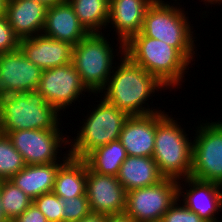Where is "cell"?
Wrapping results in <instances>:
<instances>
[{"mask_svg": "<svg viewBox=\"0 0 222 222\" xmlns=\"http://www.w3.org/2000/svg\"><path fill=\"white\" fill-rule=\"evenodd\" d=\"M37 90L58 112L78 101L82 92H89L72 62L44 70Z\"/></svg>", "mask_w": 222, "mask_h": 222, "instance_id": "cell-11", "label": "cell"}, {"mask_svg": "<svg viewBox=\"0 0 222 222\" xmlns=\"http://www.w3.org/2000/svg\"><path fill=\"white\" fill-rule=\"evenodd\" d=\"M154 0H110L108 25L112 24L118 35L119 55L125 54V44L143 27L144 15Z\"/></svg>", "mask_w": 222, "mask_h": 222, "instance_id": "cell-15", "label": "cell"}, {"mask_svg": "<svg viewBox=\"0 0 222 222\" xmlns=\"http://www.w3.org/2000/svg\"><path fill=\"white\" fill-rule=\"evenodd\" d=\"M12 222H48L45 215L32 203L21 215Z\"/></svg>", "mask_w": 222, "mask_h": 222, "instance_id": "cell-31", "label": "cell"}, {"mask_svg": "<svg viewBox=\"0 0 222 222\" xmlns=\"http://www.w3.org/2000/svg\"><path fill=\"white\" fill-rule=\"evenodd\" d=\"M35 1L44 3L47 7L67 2V0H35Z\"/></svg>", "mask_w": 222, "mask_h": 222, "instance_id": "cell-34", "label": "cell"}, {"mask_svg": "<svg viewBox=\"0 0 222 222\" xmlns=\"http://www.w3.org/2000/svg\"><path fill=\"white\" fill-rule=\"evenodd\" d=\"M156 126L157 112L127 118L119 140L128 156H153Z\"/></svg>", "mask_w": 222, "mask_h": 222, "instance_id": "cell-17", "label": "cell"}, {"mask_svg": "<svg viewBox=\"0 0 222 222\" xmlns=\"http://www.w3.org/2000/svg\"><path fill=\"white\" fill-rule=\"evenodd\" d=\"M19 48L42 71L72 62L73 45L42 33L21 39Z\"/></svg>", "mask_w": 222, "mask_h": 222, "instance_id": "cell-16", "label": "cell"}, {"mask_svg": "<svg viewBox=\"0 0 222 222\" xmlns=\"http://www.w3.org/2000/svg\"><path fill=\"white\" fill-rule=\"evenodd\" d=\"M203 2H205L204 4H206L207 2H208V4L207 5H209V3H210V5L212 6V4L214 5V4H219V5H221V3H222V0H203Z\"/></svg>", "mask_w": 222, "mask_h": 222, "instance_id": "cell-37", "label": "cell"}, {"mask_svg": "<svg viewBox=\"0 0 222 222\" xmlns=\"http://www.w3.org/2000/svg\"><path fill=\"white\" fill-rule=\"evenodd\" d=\"M1 133L7 134L26 165L62 162V159H59L62 157L57 154L60 153L59 148H63L62 144L69 145L60 129H28Z\"/></svg>", "mask_w": 222, "mask_h": 222, "instance_id": "cell-10", "label": "cell"}, {"mask_svg": "<svg viewBox=\"0 0 222 222\" xmlns=\"http://www.w3.org/2000/svg\"><path fill=\"white\" fill-rule=\"evenodd\" d=\"M185 182V185L188 183L189 189L184 191V187L180 184ZM178 180V201H182L183 205L199 215L206 222H219L216 218V213L222 209V185L214 182L201 181L193 179L192 177H187ZM183 188V189H182ZM184 193V195H183ZM180 196L183 197V200H180ZM221 222V221H220Z\"/></svg>", "mask_w": 222, "mask_h": 222, "instance_id": "cell-14", "label": "cell"}, {"mask_svg": "<svg viewBox=\"0 0 222 222\" xmlns=\"http://www.w3.org/2000/svg\"><path fill=\"white\" fill-rule=\"evenodd\" d=\"M174 3L170 5L164 0H154L145 12L141 32L176 48L191 63L196 54V38L187 13Z\"/></svg>", "mask_w": 222, "mask_h": 222, "instance_id": "cell-5", "label": "cell"}, {"mask_svg": "<svg viewBox=\"0 0 222 222\" xmlns=\"http://www.w3.org/2000/svg\"><path fill=\"white\" fill-rule=\"evenodd\" d=\"M63 156V162L26 165L16 173L10 181L32 200L44 193H50L54 189L55 178L59 167L70 157L69 153L66 154L65 152Z\"/></svg>", "mask_w": 222, "mask_h": 222, "instance_id": "cell-20", "label": "cell"}, {"mask_svg": "<svg viewBox=\"0 0 222 222\" xmlns=\"http://www.w3.org/2000/svg\"><path fill=\"white\" fill-rule=\"evenodd\" d=\"M33 203L45 215L48 222H63L65 203L53 191L36 197Z\"/></svg>", "mask_w": 222, "mask_h": 222, "instance_id": "cell-27", "label": "cell"}, {"mask_svg": "<svg viewBox=\"0 0 222 222\" xmlns=\"http://www.w3.org/2000/svg\"><path fill=\"white\" fill-rule=\"evenodd\" d=\"M105 221H106L105 214L90 212L89 214H87L81 220H79L77 222H105Z\"/></svg>", "mask_w": 222, "mask_h": 222, "instance_id": "cell-33", "label": "cell"}, {"mask_svg": "<svg viewBox=\"0 0 222 222\" xmlns=\"http://www.w3.org/2000/svg\"><path fill=\"white\" fill-rule=\"evenodd\" d=\"M120 58V64L114 67L106 87L101 91V93L104 92V95L102 94L104 97L101 96V98L128 116L162 111L150 108L146 101L151 99L150 96L152 97L159 90H164V88L167 90V87L141 66L134 63L127 55L124 54ZM146 104L147 107H145Z\"/></svg>", "mask_w": 222, "mask_h": 222, "instance_id": "cell-1", "label": "cell"}, {"mask_svg": "<svg viewBox=\"0 0 222 222\" xmlns=\"http://www.w3.org/2000/svg\"><path fill=\"white\" fill-rule=\"evenodd\" d=\"M7 0H0V17L5 15Z\"/></svg>", "mask_w": 222, "mask_h": 222, "instance_id": "cell-35", "label": "cell"}, {"mask_svg": "<svg viewBox=\"0 0 222 222\" xmlns=\"http://www.w3.org/2000/svg\"><path fill=\"white\" fill-rule=\"evenodd\" d=\"M105 222H136L131 216L125 212L119 214L106 215Z\"/></svg>", "mask_w": 222, "mask_h": 222, "instance_id": "cell-32", "label": "cell"}, {"mask_svg": "<svg viewBox=\"0 0 222 222\" xmlns=\"http://www.w3.org/2000/svg\"><path fill=\"white\" fill-rule=\"evenodd\" d=\"M178 202V203H177ZM180 203V204H179ZM179 204V205H178ZM160 222H206L196 213L186 208L181 201L175 203L163 215Z\"/></svg>", "mask_w": 222, "mask_h": 222, "instance_id": "cell-29", "label": "cell"}, {"mask_svg": "<svg viewBox=\"0 0 222 222\" xmlns=\"http://www.w3.org/2000/svg\"><path fill=\"white\" fill-rule=\"evenodd\" d=\"M100 100L96 101L100 102L96 109L88 112L86 119H83L84 124L77 131L76 139L69 140L71 148L68 153L71 157L84 159L96 148L119 140L121 129L129 116L104 98Z\"/></svg>", "mask_w": 222, "mask_h": 222, "instance_id": "cell-6", "label": "cell"}, {"mask_svg": "<svg viewBox=\"0 0 222 222\" xmlns=\"http://www.w3.org/2000/svg\"><path fill=\"white\" fill-rule=\"evenodd\" d=\"M0 222H9L5 216V213L1 205V196H0Z\"/></svg>", "mask_w": 222, "mask_h": 222, "instance_id": "cell-36", "label": "cell"}, {"mask_svg": "<svg viewBox=\"0 0 222 222\" xmlns=\"http://www.w3.org/2000/svg\"><path fill=\"white\" fill-rule=\"evenodd\" d=\"M177 180L164 178L158 184L127 192L125 213L136 222H160L178 200Z\"/></svg>", "mask_w": 222, "mask_h": 222, "instance_id": "cell-9", "label": "cell"}, {"mask_svg": "<svg viewBox=\"0 0 222 222\" xmlns=\"http://www.w3.org/2000/svg\"><path fill=\"white\" fill-rule=\"evenodd\" d=\"M1 205L9 222L21 215L33 200L10 180H0Z\"/></svg>", "mask_w": 222, "mask_h": 222, "instance_id": "cell-25", "label": "cell"}, {"mask_svg": "<svg viewBox=\"0 0 222 222\" xmlns=\"http://www.w3.org/2000/svg\"><path fill=\"white\" fill-rule=\"evenodd\" d=\"M157 112L155 146L152 158L164 178L181 180L191 177L193 140L174 118Z\"/></svg>", "mask_w": 222, "mask_h": 222, "instance_id": "cell-3", "label": "cell"}, {"mask_svg": "<svg viewBox=\"0 0 222 222\" xmlns=\"http://www.w3.org/2000/svg\"><path fill=\"white\" fill-rule=\"evenodd\" d=\"M42 34L75 46L89 32L80 23L75 11L67 1L47 8Z\"/></svg>", "mask_w": 222, "mask_h": 222, "instance_id": "cell-19", "label": "cell"}, {"mask_svg": "<svg viewBox=\"0 0 222 222\" xmlns=\"http://www.w3.org/2000/svg\"><path fill=\"white\" fill-rule=\"evenodd\" d=\"M194 130L191 177L222 185V122L201 123Z\"/></svg>", "mask_w": 222, "mask_h": 222, "instance_id": "cell-8", "label": "cell"}, {"mask_svg": "<svg viewBox=\"0 0 222 222\" xmlns=\"http://www.w3.org/2000/svg\"><path fill=\"white\" fill-rule=\"evenodd\" d=\"M125 55L156 77L167 89L181 85L190 62L174 47L142 32L125 44ZM181 82V83H180Z\"/></svg>", "mask_w": 222, "mask_h": 222, "instance_id": "cell-2", "label": "cell"}, {"mask_svg": "<svg viewBox=\"0 0 222 222\" xmlns=\"http://www.w3.org/2000/svg\"><path fill=\"white\" fill-rule=\"evenodd\" d=\"M86 196L91 212L112 215L123 213L127 191L116 176L101 175L87 165Z\"/></svg>", "mask_w": 222, "mask_h": 222, "instance_id": "cell-13", "label": "cell"}, {"mask_svg": "<svg viewBox=\"0 0 222 222\" xmlns=\"http://www.w3.org/2000/svg\"><path fill=\"white\" fill-rule=\"evenodd\" d=\"M20 46V39L14 34L7 18L0 17V54L17 50Z\"/></svg>", "mask_w": 222, "mask_h": 222, "instance_id": "cell-30", "label": "cell"}, {"mask_svg": "<svg viewBox=\"0 0 222 222\" xmlns=\"http://www.w3.org/2000/svg\"><path fill=\"white\" fill-rule=\"evenodd\" d=\"M127 157L120 140H115L91 151L84 160L92 171L117 177L120 166Z\"/></svg>", "mask_w": 222, "mask_h": 222, "instance_id": "cell-23", "label": "cell"}, {"mask_svg": "<svg viewBox=\"0 0 222 222\" xmlns=\"http://www.w3.org/2000/svg\"><path fill=\"white\" fill-rule=\"evenodd\" d=\"M42 72L20 48L0 54V96L37 90Z\"/></svg>", "mask_w": 222, "mask_h": 222, "instance_id": "cell-12", "label": "cell"}, {"mask_svg": "<svg viewBox=\"0 0 222 222\" xmlns=\"http://www.w3.org/2000/svg\"><path fill=\"white\" fill-rule=\"evenodd\" d=\"M26 166L7 134L0 132V180H10Z\"/></svg>", "mask_w": 222, "mask_h": 222, "instance_id": "cell-26", "label": "cell"}, {"mask_svg": "<svg viewBox=\"0 0 222 222\" xmlns=\"http://www.w3.org/2000/svg\"><path fill=\"white\" fill-rule=\"evenodd\" d=\"M106 38L102 32L89 33L72 50V64L84 86L94 95L106 87L115 67L114 56H119L113 55L115 51Z\"/></svg>", "mask_w": 222, "mask_h": 222, "instance_id": "cell-7", "label": "cell"}, {"mask_svg": "<svg viewBox=\"0 0 222 222\" xmlns=\"http://www.w3.org/2000/svg\"><path fill=\"white\" fill-rule=\"evenodd\" d=\"M117 178L127 192L156 185L164 179L152 157L140 156H128L120 166Z\"/></svg>", "mask_w": 222, "mask_h": 222, "instance_id": "cell-21", "label": "cell"}, {"mask_svg": "<svg viewBox=\"0 0 222 222\" xmlns=\"http://www.w3.org/2000/svg\"><path fill=\"white\" fill-rule=\"evenodd\" d=\"M59 116L38 90L0 96V132L60 129Z\"/></svg>", "mask_w": 222, "mask_h": 222, "instance_id": "cell-4", "label": "cell"}, {"mask_svg": "<svg viewBox=\"0 0 222 222\" xmlns=\"http://www.w3.org/2000/svg\"><path fill=\"white\" fill-rule=\"evenodd\" d=\"M87 163L84 159L69 157L60 167L53 192L61 199L86 194Z\"/></svg>", "mask_w": 222, "mask_h": 222, "instance_id": "cell-22", "label": "cell"}, {"mask_svg": "<svg viewBox=\"0 0 222 222\" xmlns=\"http://www.w3.org/2000/svg\"><path fill=\"white\" fill-rule=\"evenodd\" d=\"M62 200L65 203L63 222H77L91 212L86 194Z\"/></svg>", "mask_w": 222, "mask_h": 222, "instance_id": "cell-28", "label": "cell"}, {"mask_svg": "<svg viewBox=\"0 0 222 222\" xmlns=\"http://www.w3.org/2000/svg\"><path fill=\"white\" fill-rule=\"evenodd\" d=\"M47 8L44 3L35 0H7L5 17L21 40L42 33Z\"/></svg>", "mask_w": 222, "mask_h": 222, "instance_id": "cell-18", "label": "cell"}, {"mask_svg": "<svg viewBox=\"0 0 222 222\" xmlns=\"http://www.w3.org/2000/svg\"><path fill=\"white\" fill-rule=\"evenodd\" d=\"M89 33H101L109 19L110 0H67ZM101 30V31H100Z\"/></svg>", "mask_w": 222, "mask_h": 222, "instance_id": "cell-24", "label": "cell"}]
</instances>
